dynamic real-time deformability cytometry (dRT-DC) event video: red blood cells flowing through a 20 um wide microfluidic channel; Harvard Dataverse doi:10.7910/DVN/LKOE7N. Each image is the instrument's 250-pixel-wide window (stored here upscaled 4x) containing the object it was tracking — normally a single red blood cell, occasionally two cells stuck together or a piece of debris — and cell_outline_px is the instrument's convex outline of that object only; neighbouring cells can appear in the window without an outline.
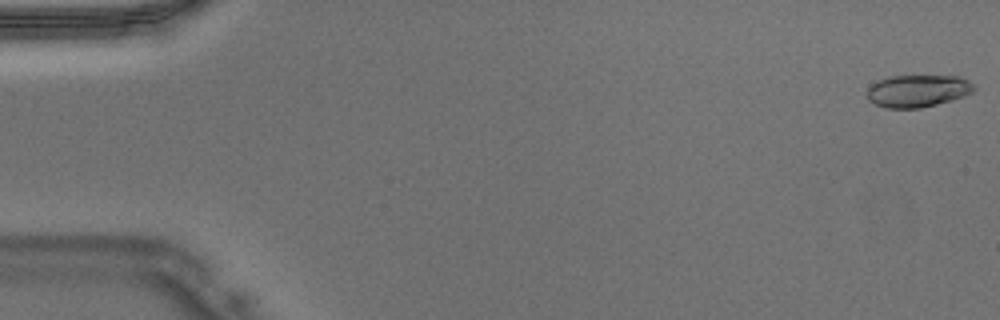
{"species": "Egyptian fruit bat (a non-hibernating species)", "species_latin": "Rousettus aegyptiacus", "temperature_condition": "warm", "stored_images_in_passage": 46, "camera_frame_rate_fps": 3000, "um_per_image_px": 0.085, "animal": {"sex": "male"}, "frame": {"image": 1, "passage_image": 1, "time_ms": 0.0, "image_size_px": [1000, 320], "cell_outline_px": [[976, 88], [972, 92], [964, 96], [952, 100], [920, 108], [884, 108], [868, 100], [868, 88], [876, 80], [888, 76], [960, 76], [968, 80]], "centroid_in_image_um": [77.99, 7.72], "position_along_channel_um": 7.0, "area_um2": 20.17}}
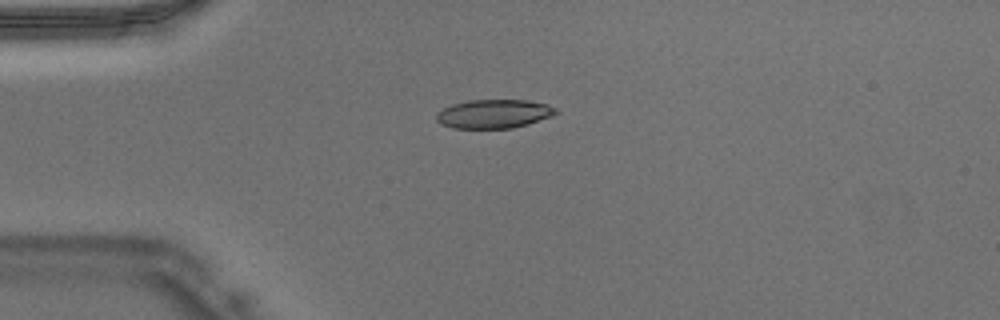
{"frame": {"image": 2, "passage_image": 12, "time_ms": 3.667, "image_size_px": [1000, 320], "cell_outline_px": [[560, 112], [552, 116], [528, 124], [512, 128], [452, 128], [440, 124], [436, 120], [436, 112], [452, 104], [468, 100], [528, 100], [548, 104], [556, 108]], "centroid_in_image_um": [41.98, 9.67], "position_along_channel_um": 43.0, "area_um2": 20.23}}